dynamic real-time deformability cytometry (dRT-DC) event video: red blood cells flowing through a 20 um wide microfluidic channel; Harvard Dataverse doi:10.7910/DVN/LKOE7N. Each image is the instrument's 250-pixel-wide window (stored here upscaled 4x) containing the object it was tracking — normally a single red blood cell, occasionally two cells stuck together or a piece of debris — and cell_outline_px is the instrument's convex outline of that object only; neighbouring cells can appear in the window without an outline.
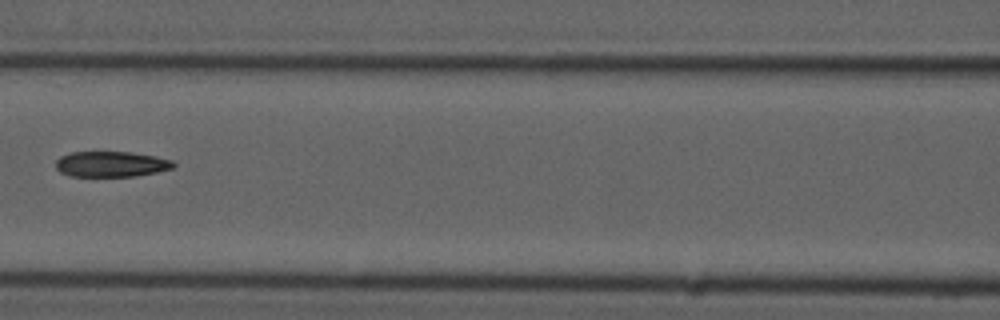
{"species": "common noctule bat (a hibernating species)", "species_latin": "Nyctalus noctula", "temperature_condition": "cold", "stored_images_in_passage": 9, "camera_frame_rate_fps": 3000, "um_per_image_px": 0.085, "animal": {"sex": "male", "forearm_length_mm": 52.5}, "frame": {"image": 1, "passage_image": 8, "time_ms": 9.0, "image_size_px": [1000, 320], "cell_outline_px": [[176, 164], [172, 168], [156, 172], [136, 176], [72, 176], [60, 172], [56, 168], [56, 160], [60, 156], [72, 152], [132, 152], [156, 156], [172, 160]], "centroid_in_image_um": [9.45, 13.94], "position_along_channel_um": 157.1, "area_um2": 17.51}}
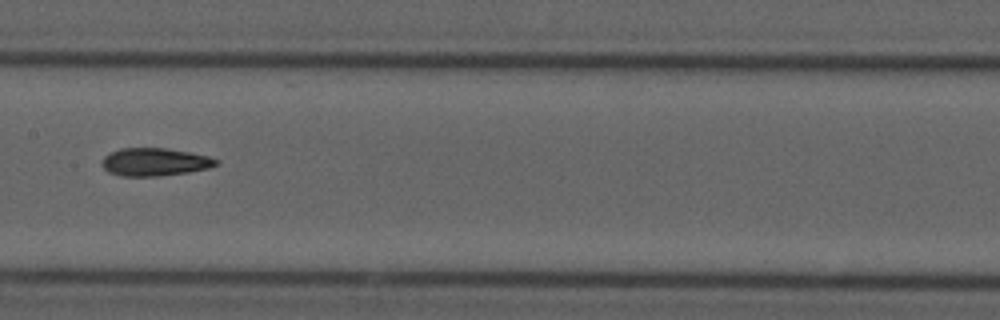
{"frame": {"image": 2, "passage_image": 9, "time_ms": 10.0, "image_size_px": [1000, 320], "cell_outline_px": [[220, 164], [208, 168], [188, 172], [156, 176], [120, 176], [108, 172], [100, 164], [104, 156], [120, 148], [164, 148], [188, 152], [208, 156], [220, 160]], "centroid_in_image_um": [13.15, 13.77], "position_along_channel_um": 194.3, "area_um2": 18.55}}